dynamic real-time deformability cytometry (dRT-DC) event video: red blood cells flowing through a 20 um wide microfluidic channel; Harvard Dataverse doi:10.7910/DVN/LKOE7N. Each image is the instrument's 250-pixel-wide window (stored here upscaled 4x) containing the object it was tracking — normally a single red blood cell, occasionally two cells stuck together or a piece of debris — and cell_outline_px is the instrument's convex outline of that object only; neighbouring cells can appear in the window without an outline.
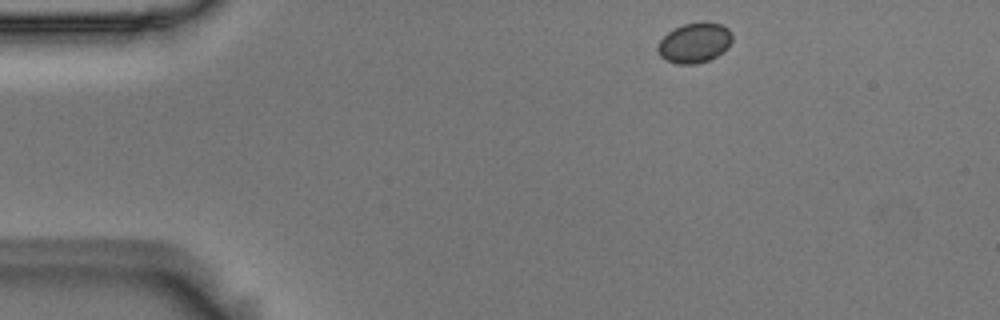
{"species": "Egyptian fruit bat (a non-hibernating species)", "species_latin": "Rousettus aegyptiacus", "temperature_condition": "room temperature", "stored_images_in_passage": 3, "camera_frame_rate_fps": 3000, "um_per_image_px": 0.085, "animal": {"sex": "male"}, "frame": {"image": 1, "passage_image": 1, "time_ms": 0.0, "image_size_px": [1000, 320], "cell_outline_px": [[732, 40], [728, 48], [716, 56], [708, 60], [696, 64], [676, 64], [660, 56], [656, 48], [660, 40], [668, 32], [684, 24], [704, 20], [720, 24], [728, 28], [732, 32]], "centroid_in_image_um": [59.05, 3.62], "position_along_channel_um": 25.9, "area_um2": 17.51}}